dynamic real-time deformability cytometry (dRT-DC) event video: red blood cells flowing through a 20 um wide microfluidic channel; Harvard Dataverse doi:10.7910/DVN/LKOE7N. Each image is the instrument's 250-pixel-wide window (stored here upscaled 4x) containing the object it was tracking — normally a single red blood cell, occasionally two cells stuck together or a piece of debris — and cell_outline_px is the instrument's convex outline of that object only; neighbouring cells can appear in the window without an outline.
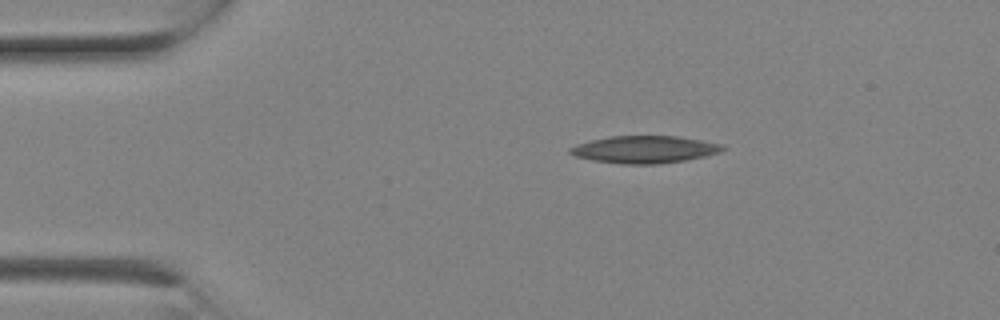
{"species": "Egyptian fruit bat (a non-hibernating species)", "species_latin": "Rousettus aegyptiacus", "temperature_condition": "room temperature", "stored_images_in_passage": 1, "camera_frame_rate_fps": 3000, "um_per_image_px": 0.085, "animal": {"sex": "female"}, "frame": {"image": 1, "passage_image": 1, "time_ms": 0.0, "image_size_px": [1000, 320], "cell_outline_px": [[728, 148], [720, 152], [704, 156], [684, 160], [656, 164], [620, 164], [592, 160], [576, 156], [568, 152], [568, 148], [592, 140], [608, 136], [676, 136], [700, 140], [720, 144]], "centroid_in_image_um": [54.78, 12.7], "position_along_channel_um": 30.2, "area_um2": 24.04}}